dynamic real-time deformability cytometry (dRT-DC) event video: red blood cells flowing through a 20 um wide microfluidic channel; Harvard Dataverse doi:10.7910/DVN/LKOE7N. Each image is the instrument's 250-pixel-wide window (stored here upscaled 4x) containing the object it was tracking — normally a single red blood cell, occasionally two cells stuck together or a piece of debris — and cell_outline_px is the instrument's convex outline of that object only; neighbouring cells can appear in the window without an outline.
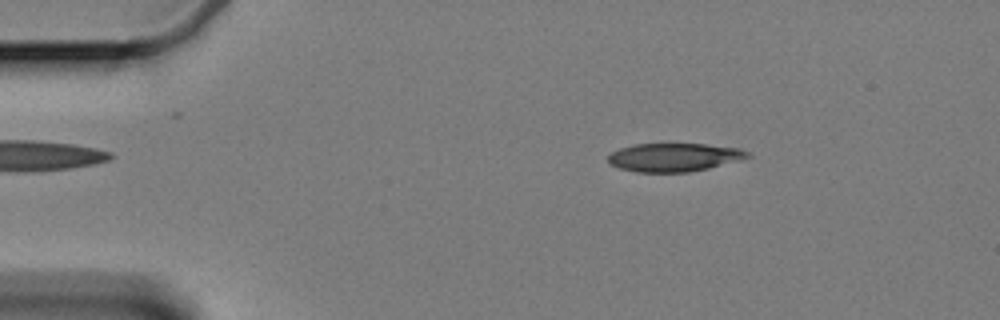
{"species": "Egyptian fruit bat (a non-hibernating species)", "species_latin": "Rousettus aegyptiacus", "temperature_condition": "cold", "stored_images_in_passage": 58, "camera_frame_rate_fps": 3000, "um_per_image_px": 0.085, "animal": {"sex": "female"}, "frame": {"image": 1, "passage_image": 9, "time_ms": 2.667, "image_size_px": [1000, 320], "cell_outline_px": [[752, 156], [708, 168], [688, 172], [636, 172], [620, 168], [608, 164], [608, 156], [612, 152], [620, 148], [636, 144], [704, 144], [740, 148], [748, 152]], "centroid_in_image_um": [57.26, 13.37], "position_along_channel_um": 27.7, "area_um2": 22.89}}
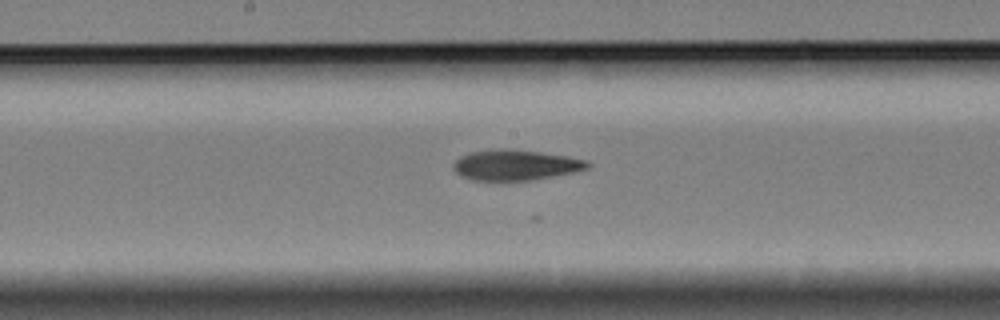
{"frame": {"image": 2, "passage_image": 30, "time_ms": 9.667, "image_size_px": [1000, 320], "cell_outline_px": [[592, 164], [588, 168], [572, 172], [532, 180], [472, 180], [460, 176], [452, 168], [452, 164], [460, 156], [468, 152], [492, 148], [504, 148], [540, 152], [568, 156], [588, 160]], "centroid_in_image_um": [43.78, 14.01], "position_along_channel_um": 204.4, "area_um2": 24.04}}
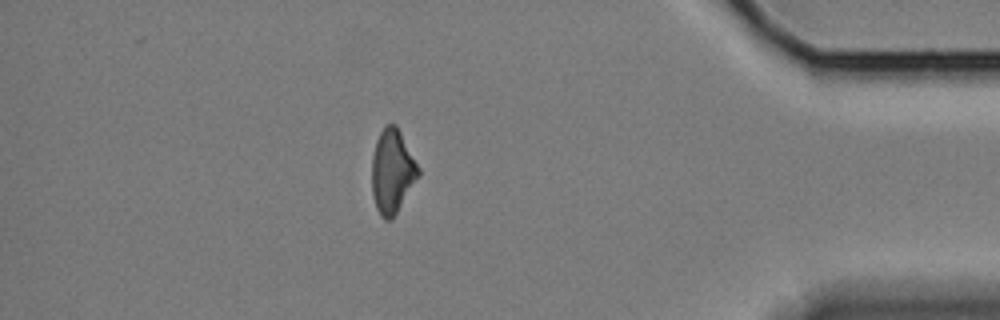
{"frame": {"image": 3, "passage_image": 51, "time_ms": 16.667, "image_size_px": [1000, 320], "cell_outline_px": [[420, 176], [396, 212], [388, 220], [384, 220], [380, 216], [376, 208], [372, 192], [372, 156], [376, 140], [384, 124], [396, 124], [420, 168]], "centroid_in_image_um": [33.34, 14.54], "position_along_channel_um": 401.9, "area_um2": 22.72}, "authors_computed_cell_mechanics": {"area_um2": 23.8714, "velocity_mm_per_s": 3.3517, "shape_relaxation_time_tau1_ms": 6.9648, "shape_relaxation_time_tau2_ms": 6.2009, "deformation_change_tau1": 0.1596, "deformation_change_tau2": 0.1478}}